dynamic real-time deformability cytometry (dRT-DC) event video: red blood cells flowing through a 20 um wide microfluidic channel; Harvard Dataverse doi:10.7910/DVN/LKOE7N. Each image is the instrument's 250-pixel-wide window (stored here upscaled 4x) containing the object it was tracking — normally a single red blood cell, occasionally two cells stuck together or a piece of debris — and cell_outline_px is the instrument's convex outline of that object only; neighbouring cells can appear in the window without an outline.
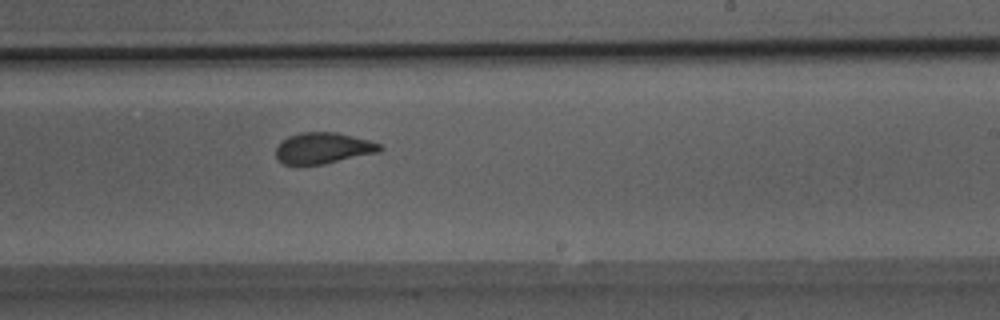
{"species": "Egyptian fruit bat (a non-hibernating species)", "species_latin": "Rousettus aegyptiacus", "temperature_condition": "room temperature", "stored_images_in_passage": 40, "camera_frame_rate_fps": 3000, "um_per_image_px": 0.085, "animal": {"sex": "male"}, "frame": {"image": 1, "passage_image": 21, "time_ms": 6.667, "image_size_px": [1000, 320], "cell_outline_px": [[384, 148], [380, 152], [324, 164], [284, 164], [276, 156], [276, 148], [288, 136], [300, 132], [336, 132], [368, 140], [380, 144]], "centroid_in_image_um": [27.5, 12.59], "position_along_channel_um": 261.5, "area_um2": 18.67}}
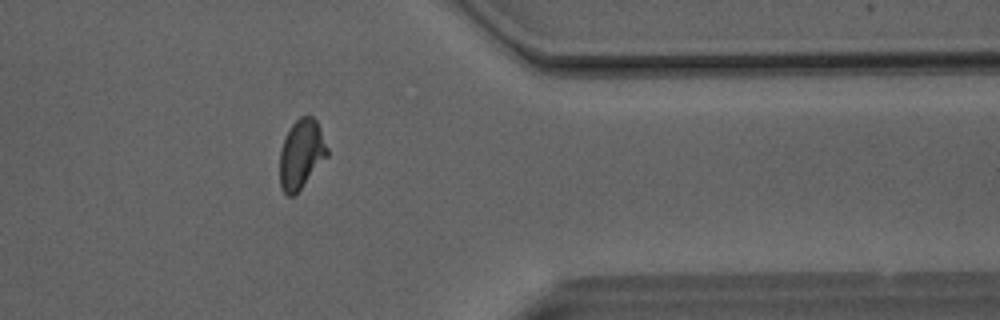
{"frame": {"image": 2, "passage_image": 31, "time_ms": 10.0, "image_size_px": [1000, 320], "cell_outline_px": [[328, 156], [300, 188], [292, 196], [288, 196], [280, 188], [280, 148], [292, 124], [300, 116], [308, 112], [316, 120], [320, 128], [328, 148]], "centroid_in_image_um": [25.61, 13.05], "position_along_channel_um": 385.8, "area_um2": 19.07}}
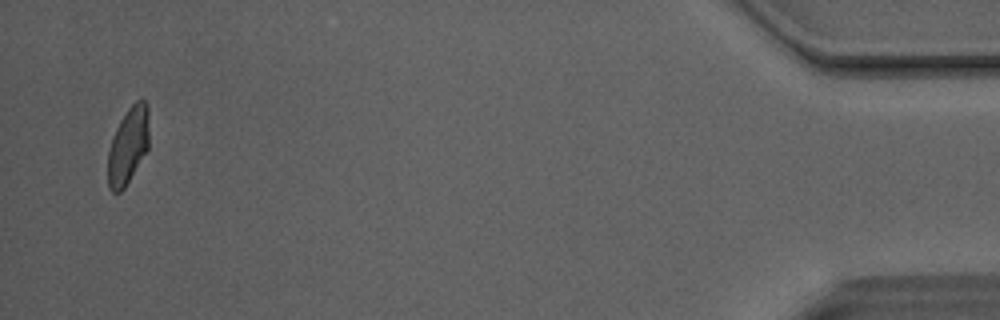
{"frame": {"image": 3, "passage_image": 39, "time_ms": 12.667, "image_size_px": [1000, 320], "cell_outline_px": [[148, 148], [124, 188], [120, 192], [112, 192], [108, 188], [108, 152], [112, 136], [120, 120], [128, 108], [136, 100], [144, 100], [148, 104]], "centroid_in_image_um": [10.88, 12.36], "position_along_channel_um": 424.3, "area_um2": 18.32}, "authors_computed_cell_mechanics": {"area_um2": 19.6809, "velocity_mm_per_s": 4.1282, "shape_relaxation_time_tau1_ms": 7.0989, "shape_relaxation_time_tau2_ms": 0.9043, "deformation_change_tau1": 0.1786, "deformation_change_tau2": 0.0689}}